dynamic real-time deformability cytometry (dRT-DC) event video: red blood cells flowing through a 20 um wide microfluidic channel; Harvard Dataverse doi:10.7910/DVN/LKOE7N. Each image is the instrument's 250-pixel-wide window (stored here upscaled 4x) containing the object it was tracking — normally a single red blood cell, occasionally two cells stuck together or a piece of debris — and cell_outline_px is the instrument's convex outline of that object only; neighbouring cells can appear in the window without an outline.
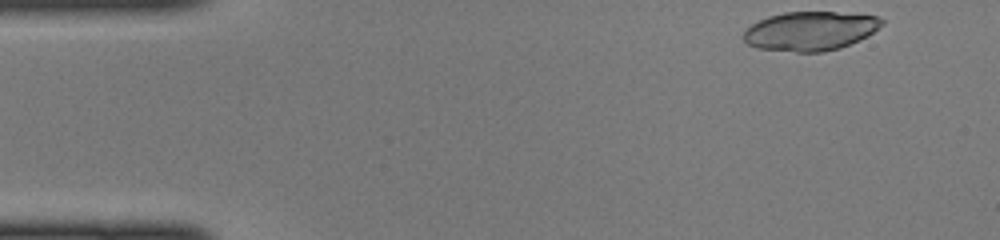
{"species": "common noctule bat (a hibernating species)", "species_latin": "Nyctalus noctula", "temperature_condition": "cold", "stored_images_in_passage": 43, "camera_frame_rate_fps": 3000, "um_per_image_px": 0.085, "animal": {"sex": "female", "body_mass_g": 22.0, "forearm_length_mm": 56.7}, "frame": {"image": 1, "passage_image": 1, "time_ms": 0.0, "image_size_px": [1000, 240], "cell_outline_px": [[884, 24], [868, 36], [840, 48], [824, 52], [796, 52], [756, 48], [748, 44], [744, 40], [744, 32], [752, 24], [768, 16], [784, 12], [836, 12], [880, 16], [884, 20]], "centroid_in_image_um": [68.9, 2.63], "position_along_channel_um": 16.1, "area_um2": 31.56}}